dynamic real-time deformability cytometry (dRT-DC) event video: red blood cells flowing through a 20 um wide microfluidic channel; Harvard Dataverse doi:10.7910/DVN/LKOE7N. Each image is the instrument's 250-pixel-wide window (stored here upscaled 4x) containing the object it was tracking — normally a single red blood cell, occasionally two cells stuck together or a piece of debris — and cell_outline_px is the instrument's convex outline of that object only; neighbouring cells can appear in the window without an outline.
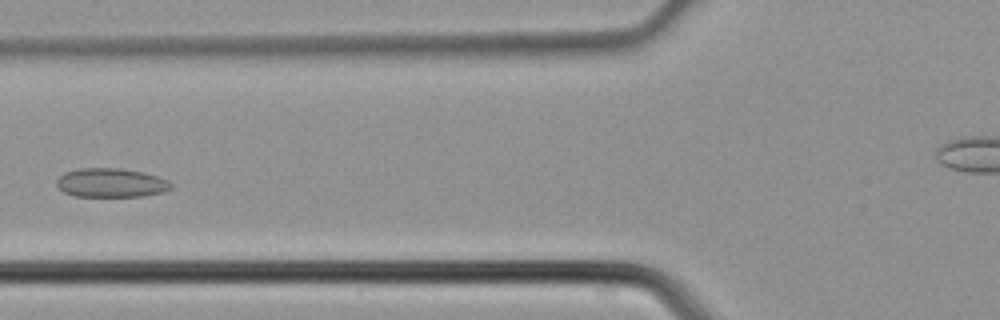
{"species": "common noctule bat (a hibernating species)", "species_latin": "Nyctalus noctula", "temperature_condition": "cold", "stored_images_in_passage": 4, "camera_frame_rate_fps": 3000, "um_per_image_px": 0.085, "animal": {"sex": "male", "body_mass_g": 21.5, "forearm_length_mm": 52.0}, "frame": {"image": 1, "passage_image": 4, "time_ms": 1.0, "image_size_px": [1000, 320], "cell_outline_px": [[172, 188], [164, 192], [144, 196], [72, 196], [64, 192], [56, 184], [56, 180], [64, 172], [80, 168], [120, 168], [140, 172], [156, 176], [168, 180], [172, 184]], "centroid_in_image_um": [9.43, 15.54], "position_along_channel_um": 116.4, "area_um2": 19.31}}